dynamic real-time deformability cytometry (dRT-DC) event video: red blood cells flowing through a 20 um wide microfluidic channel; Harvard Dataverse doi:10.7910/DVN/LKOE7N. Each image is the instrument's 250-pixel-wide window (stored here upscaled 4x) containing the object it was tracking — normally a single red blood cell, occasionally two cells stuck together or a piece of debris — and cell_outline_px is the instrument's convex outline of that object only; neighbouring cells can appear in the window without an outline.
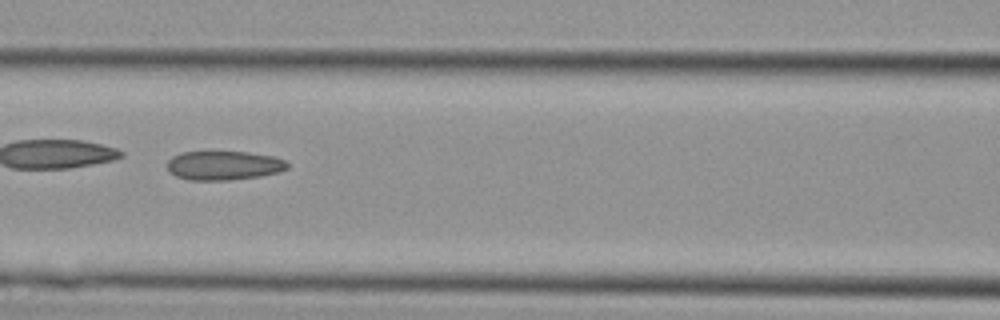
{"species": "Egyptian fruit bat (a non-hibernating species)", "species_latin": "Rousettus aegyptiacus", "temperature_condition": "cold", "stored_images_in_passage": 34, "camera_frame_rate_fps": 3000, "um_per_image_px": 0.085, "animal": {"sex": "female"}, "frame": {"image": 1, "passage_image": 15, "time_ms": 4.667, "image_size_px": [1000, 320], "cell_outline_px": [[288, 168], [280, 172], [260, 176], [228, 180], [188, 180], [176, 176], [168, 172], [168, 160], [172, 156], [180, 152], [248, 152], [272, 156], [284, 160], [288, 164]], "centroid_in_image_um": [19.0, 14.07], "position_along_channel_um": 147.6, "area_um2": 20.4}}
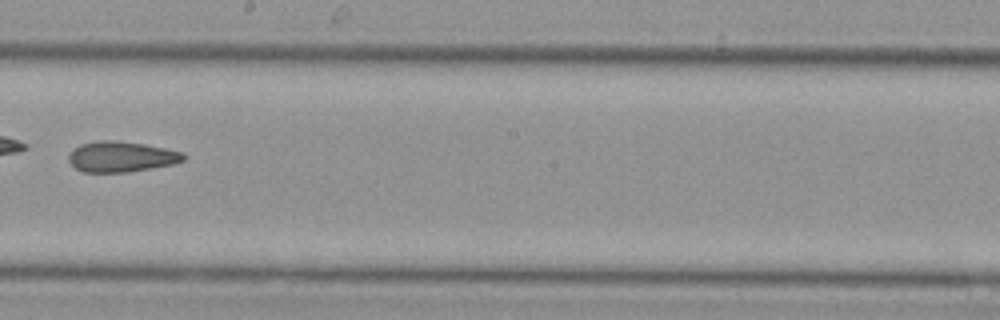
{"frame": {"image": 2, "passage_image": 20, "time_ms": 6.333, "image_size_px": [1000, 320], "cell_outline_px": [[188, 156], [184, 160], [172, 164], [128, 172], [84, 172], [76, 168], [68, 160], [68, 156], [72, 148], [80, 144], [100, 140], [116, 140], [144, 144], [184, 152]], "centroid_in_image_um": [10.3, 13.31], "position_along_channel_um": 237.9, "area_um2": 20.52}}